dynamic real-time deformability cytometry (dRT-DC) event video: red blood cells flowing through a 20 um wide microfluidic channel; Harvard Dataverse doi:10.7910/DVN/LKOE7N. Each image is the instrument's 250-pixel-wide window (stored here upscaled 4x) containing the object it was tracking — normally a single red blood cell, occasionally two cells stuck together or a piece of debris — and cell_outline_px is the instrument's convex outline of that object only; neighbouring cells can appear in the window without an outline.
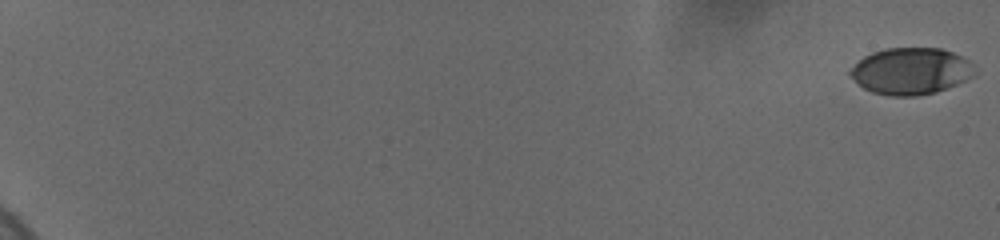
{"species": "human", "species_latin": "Homo sapiens", "temperature_condition": "cold", "stored_images_in_passage": 58, "camera_frame_rate_fps": 3000, "um_per_image_px": 0.085, "donor": {"sex": "female"}, "frame": {"image": 1, "passage_image": 1, "time_ms": 0.0, "image_size_px": [1000, 240], "cell_outline_px": [[976, 76], [936, 92], [916, 96], [892, 96], [872, 92], [864, 88], [848, 76], [848, 72], [864, 56], [872, 52], [884, 48], [940, 48], [952, 52], [968, 60], [976, 72]], "centroid_in_image_um": [77.41, 6.05], "position_along_channel_um": 7.6, "area_um2": 33.87}}
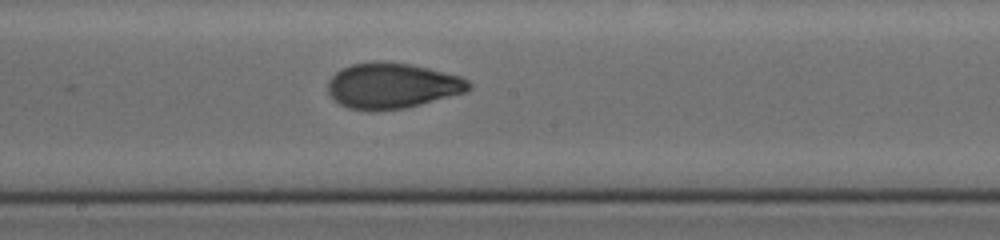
{"frame": {"image": 2, "passage_image": 30, "time_ms": 12.0, "image_size_px": [1000, 240], "cell_outline_px": [[472, 88], [464, 92], [420, 104], [404, 108], [372, 112], [368, 112], [348, 108], [340, 104], [328, 92], [328, 80], [340, 68], [352, 64], [412, 64], [460, 76], [468, 80], [472, 84]], "centroid_in_image_um": [33.33, 7.33], "position_along_channel_um": 214.9, "area_um2": 36.76}}
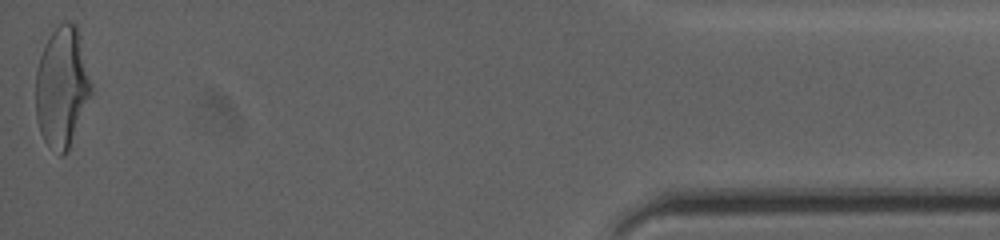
{"frame": {"image": 3, "passage_image": 58, "time_ms": 19.667, "image_size_px": [1000, 240], "cell_outline_px": [[92, 92], [68, 152], [64, 156], [60, 156], [48, 148], [40, 132], [36, 120], [36, 68], [44, 44], [52, 32], [64, 20], [68, 20], [76, 24], [80, 36], [92, 84]], "centroid_in_image_um": [5.26, 7.43], "position_along_channel_um": 429.9, "area_um2": 39.42}, "authors_computed_cell_mechanics": {"area_um2": 35.9805, "velocity_mm_per_s": 3.6829, "shape_relaxation_time_tau1_ms": 5.0885, "shape_relaxation_time_tau2_ms": 1.0048, "deformation_change_tau1": 0.163, "deformation_change_tau2": 0.0493}}